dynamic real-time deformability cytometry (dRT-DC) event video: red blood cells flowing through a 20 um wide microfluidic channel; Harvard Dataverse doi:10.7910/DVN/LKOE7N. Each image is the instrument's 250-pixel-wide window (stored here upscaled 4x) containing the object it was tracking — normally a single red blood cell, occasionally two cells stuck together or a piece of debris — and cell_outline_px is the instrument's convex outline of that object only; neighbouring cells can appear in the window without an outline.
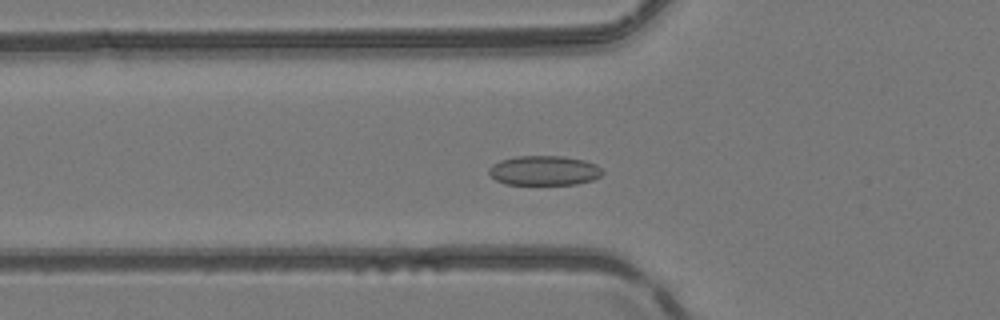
{"species": "common noctule bat (a hibernating species)", "species_latin": "Nyctalus noctula", "temperature_condition": "room temperature", "stored_images_in_passage": 49, "camera_frame_rate_fps": 3000, "um_per_image_px": 0.085, "animal": {"sex": "female", "body_mass_g": 24.6, "forearm_length_mm": 56.2}, "frame": {"image": 1, "passage_image": 16, "time_ms": 5.0, "image_size_px": [1000, 320], "cell_outline_px": [[604, 172], [600, 176], [592, 180], [576, 184], [504, 184], [496, 180], [488, 172], [488, 168], [492, 164], [500, 160], [516, 156], [564, 156], [584, 160], [596, 164]], "centroid_in_image_um": [46.24, 14.49], "position_along_channel_um": 79.6, "area_um2": 19.65}}
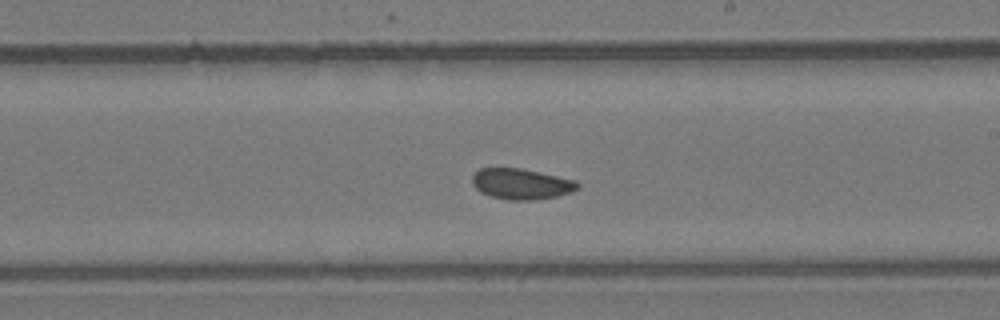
{"frame": {"image": 2, "passage_image": 28, "time_ms": 9.0, "image_size_px": [1000, 320], "cell_outline_px": [[580, 188], [572, 192], [556, 196], [536, 200], [508, 200], [492, 196], [480, 192], [472, 184], [472, 176], [480, 168], [520, 168], [540, 172], [576, 180], [580, 184]], "centroid_in_image_um": [44.33, 15.63], "position_along_channel_um": 244.7, "area_um2": 18.96}}
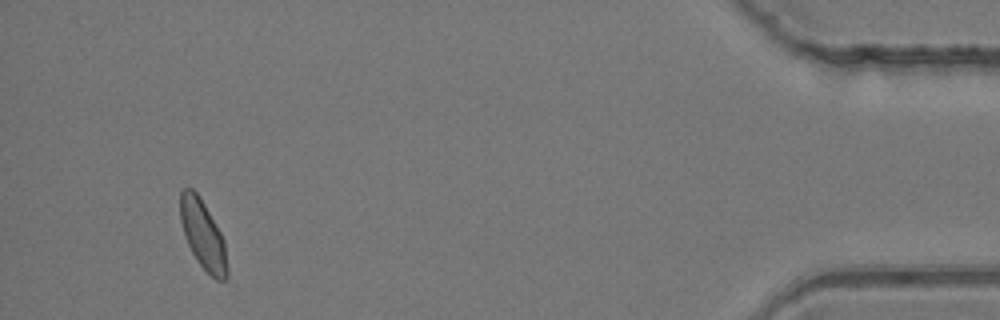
{"frame": {"image": 3, "passage_image": 46, "time_ms": 15.0, "image_size_px": [1000, 320], "cell_outline_px": [[228, 280], [216, 280], [196, 260], [188, 244], [180, 220], [180, 188], [192, 188], [196, 192], [204, 204], [220, 232], [224, 240], [228, 268]], "centroid_in_image_um": [17.26, 19.96], "position_along_channel_um": 417.9, "area_um2": 18.67}, "authors_computed_cell_mechanics": {"area_um2": 19.1318, "velocity_mm_per_s": 4.122, "shape_relaxation_time_tau1_ms": null, "shape_relaxation_time_tau2_ms": 1.4904, "deformation_change_tau1": null, "deformation_change_tau2": 0.0545}}